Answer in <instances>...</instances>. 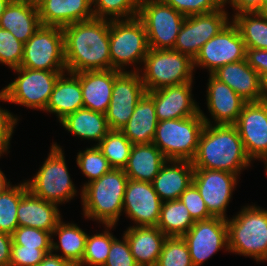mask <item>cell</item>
<instances>
[{
    "label": "cell",
    "instance_id": "obj_33",
    "mask_svg": "<svg viewBox=\"0 0 267 266\" xmlns=\"http://www.w3.org/2000/svg\"><path fill=\"white\" fill-rule=\"evenodd\" d=\"M194 223L195 221L180 199L163 202L157 227L167 237H182Z\"/></svg>",
    "mask_w": 267,
    "mask_h": 266
},
{
    "label": "cell",
    "instance_id": "obj_22",
    "mask_svg": "<svg viewBox=\"0 0 267 266\" xmlns=\"http://www.w3.org/2000/svg\"><path fill=\"white\" fill-rule=\"evenodd\" d=\"M208 81L207 106L215 123L234 125L247 101L212 74Z\"/></svg>",
    "mask_w": 267,
    "mask_h": 266
},
{
    "label": "cell",
    "instance_id": "obj_15",
    "mask_svg": "<svg viewBox=\"0 0 267 266\" xmlns=\"http://www.w3.org/2000/svg\"><path fill=\"white\" fill-rule=\"evenodd\" d=\"M182 237L188 245L193 266H200L223 247L228 250L226 219L221 217L195 221Z\"/></svg>",
    "mask_w": 267,
    "mask_h": 266
},
{
    "label": "cell",
    "instance_id": "obj_51",
    "mask_svg": "<svg viewBox=\"0 0 267 266\" xmlns=\"http://www.w3.org/2000/svg\"><path fill=\"white\" fill-rule=\"evenodd\" d=\"M37 266H74L70 261L62 259L53 252L48 253L40 264Z\"/></svg>",
    "mask_w": 267,
    "mask_h": 266
},
{
    "label": "cell",
    "instance_id": "obj_44",
    "mask_svg": "<svg viewBox=\"0 0 267 266\" xmlns=\"http://www.w3.org/2000/svg\"><path fill=\"white\" fill-rule=\"evenodd\" d=\"M179 199L188 209L194 221L206 220L213 217L207 210L203 198L193 183H191L190 186L180 195Z\"/></svg>",
    "mask_w": 267,
    "mask_h": 266
},
{
    "label": "cell",
    "instance_id": "obj_19",
    "mask_svg": "<svg viewBox=\"0 0 267 266\" xmlns=\"http://www.w3.org/2000/svg\"><path fill=\"white\" fill-rule=\"evenodd\" d=\"M192 82L146 92L154 101L158 121L191 117L200 111L191 97Z\"/></svg>",
    "mask_w": 267,
    "mask_h": 266
},
{
    "label": "cell",
    "instance_id": "obj_9",
    "mask_svg": "<svg viewBox=\"0 0 267 266\" xmlns=\"http://www.w3.org/2000/svg\"><path fill=\"white\" fill-rule=\"evenodd\" d=\"M63 154L62 149L53 144L41 169L32 180L26 182L33 195L57 205L71 200L77 192Z\"/></svg>",
    "mask_w": 267,
    "mask_h": 266
},
{
    "label": "cell",
    "instance_id": "obj_8",
    "mask_svg": "<svg viewBox=\"0 0 267 266\" xmlns=\"http://www.w3.org/2000/svg\"><path fill=\"white\" fill-rule=\"evenodd\" d=\"M110 20L109 49L111 69L144 62L149 50L144 24L138 18Z\"/></svg>",
    "mask_w": 267,
    "mask_h": 266
},
{
    "label": "cell",
    "instance_id": "obj_11",
    "mask_svg": "<svg viewBox=\"0 0 267 266\" xmlns=\"http://www.w3.org/2000/svg\"><path fill=\"white\" fill-rule=\"evenodd\" d=\"M150 49H173L185 16L162 0H142L137 16Z\"/></svg>",
    "mask_w": 267,
    "mask_h": 266
},
{
    "label": "cell",
    "instance_id": "obj_41",
    "mask_svg": "<svg viewBox=\"0 0 267 266\" xmlns=\"http://www.w3.org/2000/svg\"><path fill=\"white\" fill-rule=\"evenodd\" d=\"M50 232L27 226H18L12 234V242L42 251H52V237Z\"/></svg>",
    "mask_w": 267,
    "mask_h": 266
},
{
    "label": "cell",
    "instance_id": "obj_32",
    "mask_svg": "<svg viewBox=\"0 0 267 266\" xmlns=\"http://www.w3.org/2000/svg\"><path fill=\"white\" fill-rule=\"evenodd\" d=\"M57 233L59 237V245L52 240V252L54 250H62L63 254L58 255L62 259L70 261L74 266H78L82 262V258L85 252L86 240L88 234H86L76 224H65L60 220L53 230L52 234Z\"/></svg>",
    "mask_w": 267,
    "mask_h": 266
},
{
    "label": "cell",
    "instance_id": "obj_12",
    "mask_svg": "<svg viewBox=\"0 0 267 266\" xmlns=\"http://www.w3.org/2000/svg\"><path fill=\"white\" fill-rule=\"evenodd\" d=\"M246 59V47L233 21L207 41L193 60V66L207 68L212 74L225 64Z\"/></svg>",
    "mask_w": 267,
    "mask_h": 266
},
{
    "label": "cell",
    "instance_id": "obj_26",
    "mask_svg": "<svg viewBox=\"0 0 267 266\" xmlns=\"http://www.w3.org/2000/svg\"><path fill=\"white\" fill-rule=\"evenodd\" d=\"M41 25L37 5L24 0H11L0 17V28L24 44Z\"/></svg>",
    "mask_w": 267,
    "mask_h": 266
},
{
    "label": "cell",
    "instance_id": "obj_49",
    "mask_svg": "<svg viewBox=\"0 0 267 266\" xmlns=\"http://www.w3.org/2000/svg\"><path fill=\"white\" fill-rule=\"evenodd\" d=\"M227 1L238 11L235 15L245 12L261 13V0H223V5H226Z\"/></svg>",
    "mask_w": 267,
    "mask_h": 266
},
{
    "label": "cell",
    "instance_id": "obj_53",
    "mask_svg": "<svg viewBox=\"0 0 267 266\" xmlns=\"http://www.w3.org/2000/svg\"><path fill=\"white\" fill-rule=\"evenodd\" d=\"M9 183L10 182H7L4 173L0 170V195L12 187Z\"/></svg>",
    "mask_w": 267,
    "mask_h": 266
},
{
    "label": "cell",
    "instance_id": "obj_7",
    "mask_svg": "<svg viewBox=\"0 0 267 266\" xmlns=\"http://www.w3.org/2000/svg\"><path fill=\"white\" fill-rule=\"evenodd\" d=\"M18 78L0 91L1 101L45 111L59 76L65 71H43L25 67L14 69Z\"/></svg>",
    "mask_w": 267,
    "mask_h": 266
},
{
    "label": "cell",
    "instance_id": "obj_3",
    "mask_svg": "<svg viewBox=\"0 0 267 266\" xmlns=\"http://www.w3.org/2000/svg\"><path fill=\"white\" fill-rule=\"evenodd\" d=\"M128 180L123 169L112 168L99 179L85 183L81 191L84 216L112 229L123 211Z\"/></svg>",
    "mask_w": 267,
    "mask_h": 266
},
{
    "label": "cell",
    "instance_id": "obj_28",
    "mask_svg": "<svg viewBox=\"0 0 267 266\" xmlns=\"http://www.w3.org/2000/svg\"><path fill=\"white\" fill-rule=\"evenodd\" d=\"M157 124L154 101L145 93L138 101L129 121L120 131L133 145L150 144L155 136Z\"/></svg>",
    "mask_w": 267,
    "mask_h": 266
},
{
    "label": "cell",
    "instance_id": "obj_18",
    "mask_svg": "<svg viewBox=\"0 0 267 266\" xmlns=\"http://www.w3.org/2000/svg\"><path fill=\"white\" fill-rule=\"evenodd\" d=\"M163 202L152 183L129 179L123 198V209L136 226H157Z\"/></svg>",
    "mask_w": 267,
    "mask_h": 266
},
{
    "label": "cell",
    "instance_id": "obj_39",
    "mask_svg": "<svg viewBox=\"0 0 267 266\" xmlns=\"http://www.w3.org/2000/svg\"><path fill=\"white\" fill-rule=\"evenodd\" d=\"M156 266H193L183 237H166Z\"/></svg>",
    "mask_w": 267,
    "mask_h": 266
},
{
    "label": "cell",
    "instance_id": "obj_25",
    "mask_svg": "<svg viewBox=\"0 0 267 266\" xmlns=\"http://www.w3.org/2000/svg\"><path fill=\"white\" fill-rule=\"evenodd\" d=\"M124 236L139 266H156L167 237L157 226H132Z\"/></svg>",
    "mask_w": 267,
    "mask_h": 266
},
{
    "label": "cell",
    "instance_id": "obj_16",
    "mask_svg": "<svg viewBox=\"0 0 267 266\" xmlns=\"http://www.w3.org/2000/svg\"><path fill=\"white\" fill-rule=\"evenodd\" d=\"M237 175L223 170L194 169L192 183L213 217L226 219L225 211L237 182Z\"/></svg>",
    "mask_w": 267,
    "mask_h": 266
},
{
    "label": "cell",
    "instance_id": "obj_34",
    "mask_svg": "<svg viewBox=\"0 0 267 266\" xmlns=\"http://www.w3.org/2000/svg\"><path fill=\"white\" fill-rule=\"evenodd\" d=\"M232 21L238 27L246 48L267 50V14L245 12L234 15Z\"/></svg>",
    "mask_w": 267,
    "mask_h": 266
},
{
    "label": "cell",
    "instance_id": "obj_23",
    "mask_svg": "<svg viewBox=\"0 0 267 266\" xmlns=\"http://www.w3.org/2000/svg\"><path fill=\"white\" fill-rule=\"evenodd\" d=\"M60 220L57 204L45 201L29 190L21 197L17 209L19 226L38 228L52 234Z\"/></svg>",
    "mask_w": 267,
    "mask_h": 266
},
{
    "label": "cell",
    "instance_id": "obj_31",
    "mask_svg": "<svg viewBox=\"0 0 267 266\" xmlns=\"http://www.w3.org/2000/svg\"><path fill=\"white\" fill-rule=\"evenodd\" d=\"M60 123L71 134L77 135L81 139L95 140L98 143L110 131L106 114L86 108L78 109L67 115Z\"/></svg>",
    "mask_w": 267,
    "mask_h": 266
},
{
    "label": "cell",
    "instance_id": "obj_35",
    "mask_svg": "<svg viewBox=\"0 0 267 266\" xmlns=\"http://www.w3.org/2000/svg\"><path fill=\"white\" fill-rule=\"evenodd\" d=\"M110 166L124 169L129 159L133 144L120 130H110L97 144Z\"/></svg>",
    "mask_w": 267,
    "mask_h": 266
},
{
    "label": "cell",
    "instance_id": "obj_13",
    "mask_svg": "<svg viewBox=\"0 0 267 266\" xmlns=\"http://www.w3.org/2000/svg\"><path fill=\"white\" fill-rule=\"evenodd\" d=\"M223 7L224 5L210 13L186 17L173 50L194 60L201 47L229 23L227 13Z\"/></svg>",
    "mask_w": 267,
    "mask_h": 266
},
{
    "label": "cell",
    "instance_id": "obj_17",
    "mask_svg": "<svg viewBox=\"0 0 267 266\" xmlns=\"http://www.w3.org/2000/svg\"><path fill=\"white\" fill-rule=\"evenodd\" d=\"M239 132L247 155L251 160L267 161V103L247 102L237 122L234 124Z\"/></svg>",
    "mask_w": 267,
    "mask_h": 266
},
{
    "label": "cell",
    "instance_id": "obj_36",
    "mask_svg": "<svg viewBox=\"0 0 267 266\" xmlns=\"http://www.w3.org/2000/svg\"><path fill=\"white\" fill-rule=\"evenodd\" d=\"M28 191L26 182L13 186L0 195V232L12 235L19 226L17 209L21 197Z\"/></svg>",
    "mask_w": 267,
    "mask_h": 266
},
{
    "label": "cell",
    "instance_id": "obj_38",
    "mask_svg": "<svg viewBox=\"0 0 267 266\" xmlns=\"http://www.w3.org/2000/svg\"><path fill=\"white\" fill-rule=\"evenodd\" d=\"M116 237L108 231L104 233L87 236L85 252L82 262L78 266H103L109 255L112 241Z\"/></svg>",
    "mask_w": 267,
    "mask_h": 266
},
{
    "label": "cell",
    "instance_id": "obj_4",
    "mask_svg": "<svg viewBox=\"0 0 267 266\" xmlns=\"http://www.w3.org/2000/svg\"><path fill=\"white\" fill-rule=\"evenodd\" d=\"M228 251L267 260V210L247 206L233 219H226Z\"/></svg>",
    "mask_w": 267,
    "mask_h": 266
},
{
    "label": "cell",
    "instance_id": "obj_42",
    "mask_svg": "<svg viewBox=\"0 0 267 266\" xmlns=\"http://www.w3.org/2000/svg\"><path fill=\"white\" fill-rule=\"evenodd\" d=\"M24 43L17 40L9 31L0 28V62L17 69L23 59Z\"/></svg>",
    "mask_w": 267,
    "mask_h": 266
},
{
    "label": "cell",
    "instance_id": "obj_55",
    "mask_svg": "<svg viewBox=\"0 0 267 266\" xmlns=\"http://www.w3.org/2000/svg\"><path fill=\"white\" fill-rule=\"evenodd\" d=\"M261 13L267 14V0H261Z\"/></svg>",
    "mask_w": 267,
    "mask_h": 266
},
{
    "label": "cell",
    "instance_id": "obj_47",
    "mask_svg": "<svg viewBox=\"0 0 267 266\" xmlns=\"http://www.w3.org/2000/svg\"><path fill=\"white\" fill-rule=\"evenodd\" d=\"M11 114L8 110L0 108V157L2 153L8 151L14 125L18 122L17 118Z\"/></svg>",
    "mask_w": 267,
    "mask_h": 266
},
{
    "label": "cell",
    "instance_id": "obj_27",
    "mask_svg": "<svg viewBox=\"0 0 267 266\" xmlns=\"http://www.w3.org/2000/svg\"><path fill=\"white\" fill-rule=\"evenodd\" d=\"M168 162L171 164L167 166ZM194 167L191 161H167L154 178L152 185L162 202L180 198L190 186Z\"/></svg>",
    "mask_w": 267,
    "mask_h": 266
},
{
    "label": "cell",
    "instance_id": "obj_56",
    "mask_svg": "<svg viewBox=\"0 0 267 266\" xmlns=\"http://www.w3.org/2000/svg\"><path fill=\"white\" fill-rule=\"evenodd\" d=\"M24 1H27L29 3H33V4H38L41 0H24Z\"/></svg>",
    "mask_w": 267,
    "mask_h": 266
},
{
    "label": "cell",
    "instance_id": "obj_29",
    "mask_svg": "<svg viewBox=\"0 0 267 266\" xmlns=\"http://www.w3.org/2000/svg\"><path fill=\"white\" fill-rule=\"evenodd\" d=\"M167 161L153 143L133 145L123 170L129 179L152 183Z\"/></svg>",
    "mask_w": 267,
    "mask_h": 266
},
{
    "label": "cell",
    "instance_id": "obj_5",
    "mask_svg": "<svg viewBox=\"0 0 267 266\" xmlns=\"http://www.w3.org/2000/svg\"><path fill=\"white\" fill-rule=\"evenodd\" d=\"M204 125L200 112L191 117L158 121L152 143L168 161H192Z\"/></svg>",
    "mask_w": 267,
    "mask_h": 266
},
{
    "label": "cell",
    "instance_id": "obj_52",
    "mask_svg": "<svg viewBox=\"0 0 267 266\" xmlns=\"http://www.w3.org/2000/svg\"><path fill=\"white\" fill-rule=\"evenodd\" d=\"M260 101L267 103V75L260 80Z\"/></svg>",
    "mask_w": 267,
    "mask_h": 266
},
{
    "label": "cell",
    "instance_id": "obj_14",
    "mask_svg": "<svg viewBox=\"0 0 267 266\" xmlns=\"http://www.w3.org/2000/svg\"><path fill=\"white\" fill-rule=\"evenodd\" d=\"M139 72V70L122 71L115 78L106 113L110 130H120L129 121L138 101L146 93Z\"/></svg>",
    "mask_w": 267,
    "mask_h": 266
},
{
    "label": "cell",
    "instance_id": "obj_30",
    "mask_svg": "<svg viewBox=\"0 0 267 266\" xmlns=\"http://www.w3.org/2000/svg\"><path fill=\"white\" fill-rule=\"evenodd\" d=\"M67 73L70 78H66L64 73L59 76L45 109L56 113L59 122L67 115L84 108L80 80L74 73Z\"/></svg>",
    "mask_w": 267,
    "mask_h": 266
},
{
    "label": "cell",
    "instance_id": "obj_43",
    "mask_svg": "<svg viewBox=\"0 0 267 266\" xmlns=\"http://www.w3.org/2000/svg\"><path fill=\"white\" fill-rule=\"evenodd\" d=\"M185 17L210 13L223 6V0H162Z\"/></svg>",
    "mask_w": 267,
    "mask_h": 266
},
{
    "label": "cell",
    "instance_id": "obj_46",
    "mask_svg": "<svg viewBox=\"0 0 267 266\" xmlns=\"http://www.w3.org/2000/svg\"><path fill=\"white\" fill-rule=\"evenodd\" d=\"M103 266H139L125 236L122 241L117 238L112 241L108 258Z\"/></svg>",
    "mask_w": 267,
    "mask_h": 266
},
{
    "label": "cell",
    "instance_id": "obj_37",
    "mask_svg": "<svg viewBox=\"0 0 267 266\" xmlns=\"http://www.w3.org/2000/svg\"><path fill=\"white\" fill-rule=\"evenodd\" d=\"M142 0H92L94 18L120 20L121 17L131 19L138 16ZM106 15V16H105Z\"/></svg>",
    "mask_w": 267,
    "mask_h": 266
},
{
    "label": "cell",
    "instance_id": "obj_48",
    "mask_svg": "<svg viewBox=\"0 0 267 266\" xmlns=\"http://www.w3.org/2000/svg\"><path fill=\"white\" fill-rule=\"evenodd\" d=\"M246 60L260 76L267 75V50L246 48Z\"/></svg>",
    "mask_w": 267,
    "mask_h": 266
},
{
    "label": "cell",
    "instance_id": "obj_20",
    "mask_svg": "<svg viewBox=\"0 0 267 266\" xmlns=\"http://www.w3.org/2000/svg\"><path fill=\"white\" fill-rule=\"evenodd\" d=\"M121 72L109 69L74 73L80 80L84 108L106 114L114 80Z\"/></svg>",
    "mask_w": 267,
    "mask_h": 266
},
{
    "label": "cell",
    "instance_id": "obj_45",
    "mask_svg": "<svg viewBox=\"0 0 267 266\" xmlns=\"http://www.w3.org/2000/svg\"><path fill=\"white\" fill-rule=\"evenodd\" d=\"M52 251H42L22 245L11 244V260L9 266H37Z\"/></svg>",
    "mask_w": 267,
    "mask_h": 266
},
{
    "label": "cell",
    "instance_id": "obj_40",
    "mask_svg": "<svg viewBox=\"0 0 267 266\" xmlns=\"http://www.w3.org/2000/svg\"><path fill=\"white\" fill-rule=\"evenodd\" d=\"M76 162L83 174L90 179L88 182L99 179L112 169L107 158L102 154L97 145L87 148L83 152L80 151Z\"/></svg>",
    "mask_w": 267,
    "mask_h": 266
},
{
    "label": "cell",
    "instance_id": "obj_21",
    "mask_svg": "<svg viewBox=\"0 0 267 266\" xmlns=\"http://www.w3.org/2000/svg\"><path fill=\"white\" fill-rule=\"evenodd\" d=\"M92 0H41L37 4L41 24L65 27L94 18Z\"/></svg>",
    "mask_w": 267,
    "mask_h": 266
},
{
    "label": "cell",
    "instance_id": "obj_24",
    "mask_svg": "<svg viewBox=\"0 0 267 266\" xmlns=\"http://www.w3.org/2000/svg\"><path fill=\"white\" fill-rule=\"evenodd\" d=\"M212 75L247 102L260 101V76L246 59L219 67Z\"/></svg>",
    "mask_w": 267,
    "mask_h": 266
},
{
    "label": "cell",
    "instance_id": "obj_1",
    "mask_svg": "<svg viewBox=\"0 0 267 266\" xmlns=\"http://www.w3.org/2000/svg\"><path fill=\"white\" fill-rule=\"evenodd\" d=\"M62 29L67 72L111 69L110 19L92 18Z\"/></svg>",
    "mask_w": 267,
    "mask_h": 266
},
{
    "label": "cell",
    "instance_id": "obj_50",
    "mask_svg": "<svg viewBox=\"0 0 267 266\" xmlns=\"http://www.w3.org/2000/svg\"><path fill=\"white\" fill-rule=\"evenodd\" d=\"M12 235L0 232V266H9L11 260Z\"/></svg>",
    "mask_w": 267,
    "mask_h": 266
},
{
    "label": "cell",
    "instance_id": "obj_57",
    "mask_svg": "<svg viewBox=\"0 0 267 266\" xmlns=\"http://www.w3.org/2000/svg\"><path fill=\"white\" fill-rule=\"evenodd\" d=\"M265 164H266L265 170H266V173H267V161L265 162Z\"/></svg>",
    "mask_w": 267,
    "mask_h": 266
},
{
    "label": "cell",
    "instance_id": "obj_2",
    "mask_svg": "<svg viewBox=\"0 0 267 266\" xmlns=\"http://www.w3.org/2000/svg\"><path fill=\"white\" fill-rule=\"evenodd\" d=\"M205 125L199 137L198 148L192 159L194 169L223 170L240 174L250 165L251 159L235 125L216 124L199 111Z\"/></svg>",
    "mask_w": 267,
    "mask_h": 266
},
{
    "label": "cell",
    "instance_id": "obj_6",
    "mask_svg": "<svg viewBox=\"0 0 267 266\" xmlns=\"http://www.w3.org/2000/svg\"><path fill=\"white\" fill-rule=\"evenodd\" d=\"M141 75L146 92L193 82V60L173 49H150Z\"/></svg>",
    "mask_w": 267,
    "mask_h": 266
},
{
    "label": "cell",
    "instance_id": "obj_54",
    "mask_svg": "<svg viewBox=\"0 0 267 266\" xmlns=\"http://www.w3.org/2000/svg\"><path fill=\"white\" fill-rule=\"evenodd\" d=\"M10 2H11V0H0V17Z\"/></svg>",
    "mask_w": 267,
    "mask_h": 266
},
{
    "label": "cell",
    "instance_id": "obj_10",
    "mask_svg": "<svg viewBox=\"0 0 267 266\" xmlns=\"http://www.w3.org/2000/svg\"><path fill=\"white\" fill-rule=\"evenodd\" d=\"M20 67L66 71L63 29L58 26L41 25L24 44Z\"/></svg>",
    "mask_w": 267,
    "mask_h": 266
}]
</instances>
